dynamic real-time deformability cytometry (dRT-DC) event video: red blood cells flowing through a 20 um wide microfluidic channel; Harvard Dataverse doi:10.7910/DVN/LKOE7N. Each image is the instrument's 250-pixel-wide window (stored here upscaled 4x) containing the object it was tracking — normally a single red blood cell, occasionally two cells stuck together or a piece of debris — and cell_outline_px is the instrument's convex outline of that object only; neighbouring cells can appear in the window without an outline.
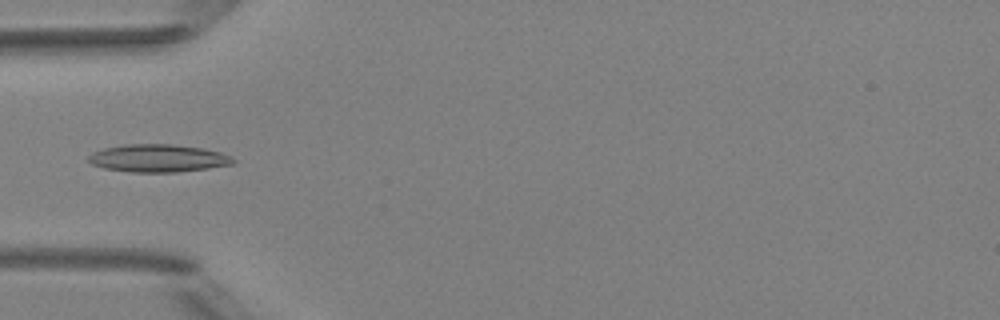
{"species": "Egyptian fruit bat (a non-hibernating species)", "species_latin": "Rousettus aegyptiacus", "temperature_condition": "room temperature", "stored_images_in_passage": 6, "camera_frame_rate_fps": 3000, "um_per_image_px": 0.085, "animal": {"sex": "female"}, "frame": {"image": 1, "passage_image": 5, "time_ms": 4.667, "image_size_px": [1000, 320], "cell_outline_px": [[236, 160], [232, 164], [208, 168], [176, 172], [132, 172], [104, 168], [92, 164], [88, 160], [88, 156], [92, 152], [104, 148], [124, 144], [172, 144], [204, 148], [220, 152]], "centroid_in_image_um": [13.41, 13.44], "position_along_channel_um": 71.6, "area_um2": 23.29}}
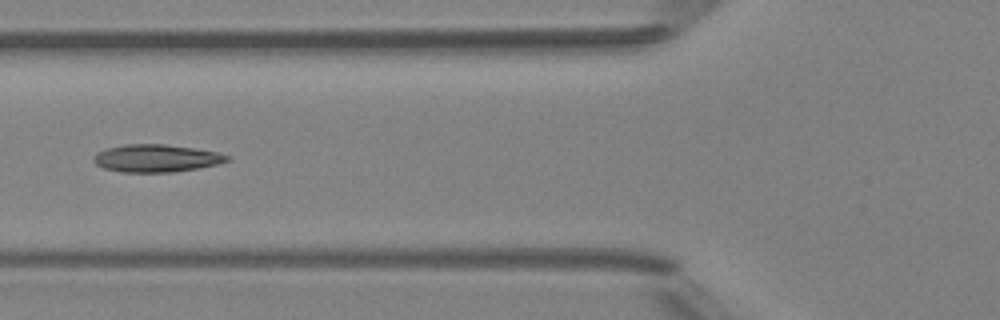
{"frame": {"image": 2, "passage_image": 6, "time_ms": 5.667, "image_size_px": [1000, 320], "cell_outline_px": [[232, 160], [200, 168], [172, 172], [124, 172], [104, 168], [96, 164], [92, 160], [100, 152], [108, 148], [124, 144], [164, 144], [192, 148], [216, 152], [228, 156]], "centroid_in_image_um": [13.3, 13.45], "position_along_channel_um": 112.5, "area_um2": 21.15}}